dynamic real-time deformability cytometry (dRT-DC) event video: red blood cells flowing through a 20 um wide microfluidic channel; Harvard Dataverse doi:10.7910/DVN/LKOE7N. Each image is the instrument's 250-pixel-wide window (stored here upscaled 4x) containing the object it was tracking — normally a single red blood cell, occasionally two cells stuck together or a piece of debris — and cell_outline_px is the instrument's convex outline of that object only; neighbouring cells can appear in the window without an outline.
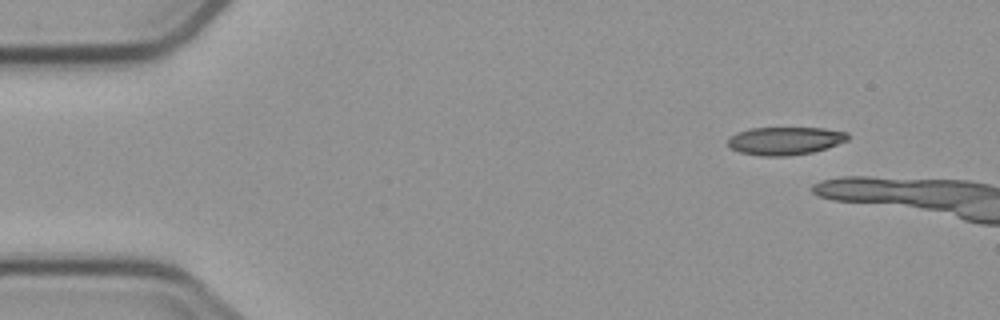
{"species": "common noctule bat (a hibernating species)", "species_latin": "Nyctalus noctula", "temperature_condition": "cold", "stored_images_in_passage": 6, "camera_frame_rate_fps": 3000, "um_per_image_px": 0.085, "animal": {"sex": "male", "body_mass_g": 23.1, "forearm_length_mm": 52.7}, "frame": {"image": 1, "passage_image": 6, "time_ms": 6.0, "image_size_px": [1000, 320], "cell_outline_px": [[848, 140], [812, 152], [788, 156], [760, 156], [740, 152], [732, 148], [728, 144], [728, 140], [736, 132], [752, 128], [824, 128], [848, 132]], "centroid_in_image_um": [66.72, 11.96], "position_along_channel_um": 18.3, "area_um2": 19.36}}